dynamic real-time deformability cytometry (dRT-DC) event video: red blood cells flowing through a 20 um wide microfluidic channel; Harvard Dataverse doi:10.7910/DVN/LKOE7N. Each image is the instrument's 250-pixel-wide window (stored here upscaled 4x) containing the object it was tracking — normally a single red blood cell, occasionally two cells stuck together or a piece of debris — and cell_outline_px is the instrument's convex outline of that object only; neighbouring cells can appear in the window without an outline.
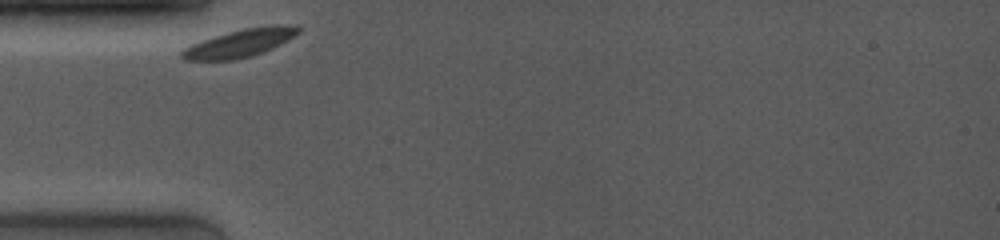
{"species": "common noctule bat (a hibernating species)", "species_latin": "Nyctalus noctula", "temperature_condition": "room temperature", "stored_images_in_passage": 36, "camera_frame_rate_fps": 4000, "um_per_image_px": 0.085, "animal": {"sex": "female", "body_mass_g": 19.0, "forearm_length_mm": 53.3}, "frame": {"image": 1, "passage_image": 1, "time_ms": 0.0, "image_size_px": [1000, 240], "cell_outline_px": [[300, 32], [288, 40], [264, 52], [252, 56], [236, 60], [184, 60], [180, 56], [180, 52], [184, 48], [200, 40], [228, 32], [244, 28], [272, 24], [300, 24]], "centroid_in_image_um": [20.44, 3.65], "position_along_channel_um": 64.6, "area_um2": 19.31}}
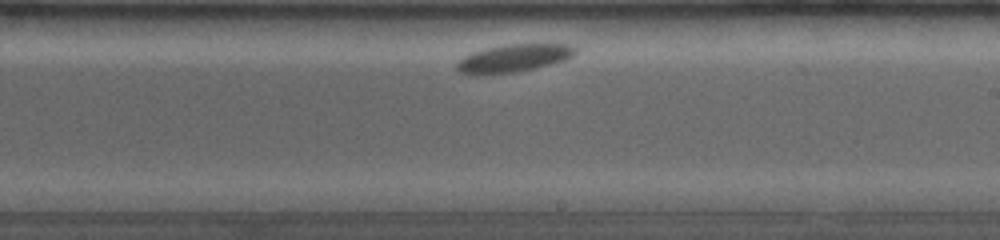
{"frame": {"image": 2, "passage_image": 18, "time_ms": 5.25, "image_size_px": [1000, 240], "cell_outline_px": [[576, 52], [568, 60], [536, 68], [516, 72], [480, 76], [468, 76], [460, 72], [456, 68], [456, 64], [464, 56], [472, 52], [484, 48], [504, 44], [572, 44], [576, 48]], "centroid_in_image_um": [43.63, 4.97], "position_along_channel_um": 245.4, "area_um2": 19.77}}
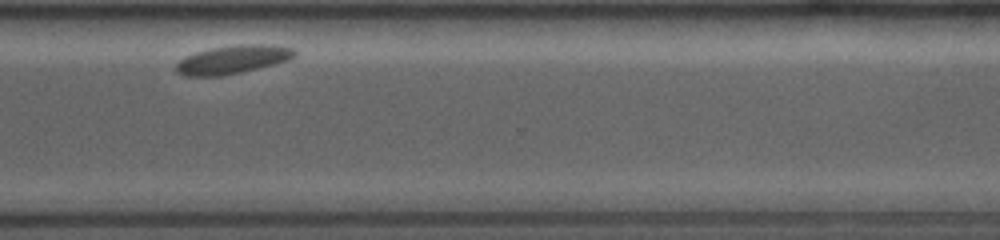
{"frame": {"image": 3, "passage_image": 35, "time_ms": 8.25, "image_size_px": [1000, 240], "cell_outline_px": [[296, 56], [288, 60], [240, 72], [220, 76], [184, 76], [176, 72], [176, 64], [184, 56], [196, 52], [212, 48], [240, 44], [272, 44], [292, 48], [296, 52]], "centroid_in_image_um": [19.76, 5.05], "position_along_channel_um": 350.8, "area_um2": 19.48}}